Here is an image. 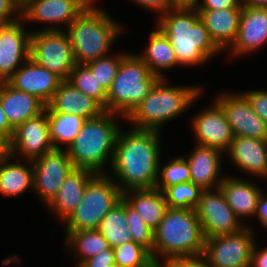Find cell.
Returning <instances> with one entry per match:
<instances>
[{
  "label": "cell",
  "mask_w": 267,
  "mask_h": 267,
  "mask_svg": "<svg viewBox=\"0 0 267 267\" xmlns=\"http://www.w3.org/2000/svg\"><path fill=\"white\" fill-rule=\"evenodd\" d=\"M160 138L157 130L120 129L110 165L115 175L113 180L122 192L155 188L161 162Z\"/></svg>",
  "instance_id": "obj_1"
},
{
  "label": "cell",
  "mask_w": 267,
  "mask_h": 267,
  "mask_svg": "<svg viewBox=\"0 0 267 267\" xmlns=\"http://www.w3.org/2000/svg\"><path fill=\"white\" fill-rule=\"evenodd\" d=\"M181 66L201 65L221 51L214 45L196 8H172L158 17Z\"/></svg>",
  "instance_id": "obj_2"
},
{
  "label": "cell",
  "mask_w": 267,
  "mask_h": 267,
  "mask_svg": "<svg viewBox=\"0 0 267 267\" xmlns=\"http://www.w3.org/2000/svg\"><path fill=\"white\" fill-rule=\"evenodd\" d=\"M204 246L196 210L168 207L154 231L153 259L157 265L160 267L162 262L176 257L203 255ZM158 256L164 258L162 262Z\"/></svg>",
  "instance_id": "obj_3"
},
{
  "label": "cell",
  "mask_w": 267,
  "mask_h": 267,
  "mask_svg": "<svg viewBox=\"0 0 267 267\" xmlns=\"http://www.w3.org/2000/svg\"><path fill=\"white\" fill-rule=\"evenodd\" d=\"M117 115L105 111L93 119H86L67 152L75 168L87 169L96 174L103 172L104 165L112 163L120 128ZM103 168V169H102Z\"/></svg>",
  "instance_id": "obj_4"
},
{
  "label": "cell",
  "mask_w": 267,
  "mask_h": 267,
  "mask_svg": "<svg viewBox=\"0 0 267 267\" xmlns=\"http://www.w3.org/2000/svg\"><path fill=\"white\" fill-rule=\"evenodd\" d=\"M76 64H86L108 56L122 27L107 13L89 4L66 28Z\"/></svg>",
  "instance_id": "obj_5"
},
{
  "label": "cell",
  "mask_w": 267,
  "mask_h": 267,
  "mask_svg": "<svg viewBox=\"0 0 267 267\" xmlns=\"http://www.w3.org/2000/svg\"><path fill=\"white\" fill-rule=\"evenodd\" d=\"M159 78L147 97L125 119L136 129L160 131L161 126L186 111L201 93V87L169 86Z\"/></svg>",
  "instance_id": "obj_6"
},
{
  "label": "cell",
  "mask_w": 267,
  "mask_h": 267,
  "mask_svg": "<svg viewBox=\"0 0 267 267\" xmlns=\"http://www.w3.org/2000/svg\"><path fill=\"white\" fill-rule=\"evenodd\" d=\"M158 79L138 54H125L107 93L106 111L125 119L147 97Z\"/></svg>",
  "instance_id": "obj_7"
},
{
  "label": "cell",
  "mask_w": 267,
  "mask_h": 267,
  "mask_svg": "<svg viewBox=\"0 0 267 267\" xmlns=\"http://www.w3.org/2000/svg\"><path fill=\"white\" fill-rule=\"evenodd\" d=\"M122 198L123 192L112 176L97 174L88 183L76 210L65 221V231L97 230L102 219Z\"/></svg>",
  "instance_id": "obj_8"
},
{
  "label": "cell",
  "mask_w": 267,
  "mask_h": 267,
  "mask_svg": "<svg viewBox=\"0 0 267 267\" xmlns=\"http://www.w3.org/2000/svg\"><path fill=\"white\" fill-rule=\"evenodd\" d=\"M30 58L62 80L69 78L76 65L70 38L57 26L32 31Z\"/></svg>",
  "instance_id": "obj_9"
},
{
  "label": "cell",
  "mask_w": 267,
  "mask_h": 267,
  "mask_svg": "<svg viewBox=\"0 0 267 267\" xmlns=\"http://www.w3.org/2000/svg\"><path fill=\"white\" fill-rule=\"evenodd\" d=\"M253 228L205 238L203 256L211 267H250L255 244Z\"/></svg>",
  "instance_id": "obj_10"
},
{
  "label": "cell",
  "mask_w": 267,
  "mask_h": 267,
  "mask_svg": "<svg viewBox=\"0 0 267 267\" xmlns=\"http://www.w3.org/2000/svg\"><path fill=\"white\" fill-rule=\"evenodd\" d=\"M33 190L47 206L57 195L65 178L75 168L67 149L54 148L32 161Z\"/></svg>",
  "instance_id": "obj_11"
},
{
  "label": "cell",
  "mask_w": 267,
  "mask_h": 267,
  "mask_svg": "<svg viewBox=\"0 0 267 267\" xmlns=\"http://www.w3.org/2000/svg\"><path fill=\"white\" fill-rule=\"evenodd\" d=\"M195 210L205 238L233 234L245 227L227 204L220 188L204 190Z\"/></svg>",
  "instance_id": "obj_12"
},
{
  "label": "cell",
  "mask_w": 267,
  "mask_h": 267,
  "mask_svg": "<svg viewBox=\"0 0 267 267\" xmlns=\"http://www.w3.org/2000/svg\"><path fill=\"white\" fill-rule=\"evenodd\" d=\"M53 149L47 109L19 125L9 142V155L14 160L20 154L21 160L33 161Z\"/></svg>",
  "instance_id": "obj_13"
},
{
  "label": "cell",
  "mask_w": 267,
  "mask_h": 267,
  "mask_svg": "<svg viewBox=\"0 0 267 267\" xmlns=\"http://www.w3.org/2000/svg\"><path fill=\"white\" fill-rule=\"evenodd\" d=\"M224 111L234 136L267 140V125L242 93H222L214 100Z\"/></svg>",
  "instance_id": "obj_14"
},
{
  "label": "cell",
  "mask_w": 267,
  "mask_h": 267,
  "mask_svg": "<svg viewBox=\"0 0 267 267\" xmlns=\"http://www.w3.org/2000/svg\"><path fill=\"white\" fill-rule=\"evenodd\" d=\"M21 21L0 26V76L5 81L30 58L32 33L25 31Z\"/></svg>",
  "instance_id": "obj_15"
},
{
  "label": "cell",
  "mask_w": 267,
  "mask_h": 267,
  "mask_svg": "<svg viewBox=\"0 0 267 267\" xmlns=\"http://www.w3.org/2000/svg\"><path fill=\"white\" fill-rule=\"evenodd\" d=\"M62 81L58 75L29 58L6 82L16 90L36 96L47 106Z\"/></svg>",
  "instance_id": "obj_16"
},
{
  "label": "cell",
  "mask_w": 267,
  "mask_h": 267,
  "mask_svg": "<svg viewBox=\"0 0 267 267\" xmlns=\"http://www.w3.org/2000/svg\"><path fill=\"white\" fill-rule=\"evenodd\" d=\"M192 128L197 145L217 148L223 152L229 149L234 137L224 111L216 102L194 116Z\"/></svg>",
  "instance_id": "obj_17"
},
{
  "label": "cell",
  "mask_w": 267,
  "mask_h": 267,
  "mask_svg": "<svg viewBox=\"0 0 267 267\" xmlns=\"http://www.w3.org/2000/svg\"><path fill=\"white\" fill-rule=\"evenodd\" d=\"M87 0H27L21 5V19L68 27L89 5Z\"/></svg>",
  "instance_id": "obj_18"
},
{
  "label": "cell",
  "mask_w": 267,
  "mask_h": 267,
  "mask_svg": "<svg viewBox=\"0 0 267 267\" xmlns=\"http://www.w3.org/2000/svg\"><path fill=\"white\" fill-rule=\"evenodd\" d=\"M267 44V8L243 7L237 37L230 48L235 57Z\"/></svg>",
  "instance_id": "obj_19"
},
{
  "label": "cell",
  "mask_w": 267,
  "mask_h": 267,
  "mask_svg": "<svg viewBox=\"0 0 267 267\" xmlns=\"http://www.w3.org/2000/svg\"><path fill=\"white\" fill-rule=\"evenodd\" d=\"M46 109L48 114H75L84 119H93L105 112L95 99L82 93L67 80L61 82Z\"/></svg>",
  "instance_id": "obj_20"
},
{
  "label": "cell",
  "mask_w": 267,
  "mask_h": 267,
  "mask_svg": "<svg viewBox=\"0 0 267 267\" xmlns=\"http://www.w3.org/2000/svg\"><path fill=\"white\" fill-rule=\"evenodd\" d=\"M222 153L217 148L195 146L188 158L184 157L190 167V181L203 190L218 189L225 178L220 176Z\"/></svg>",
  "instance_id": "obj_21"
},
{
  "label": "cell",
  "mask_w": 267,
  "mask_h": 267,
  "mask_svg": "<svg viewBox=\"0 0 267 267\" xmlns=\"http://www.w3.org/2000/svg\"><path fill=\"white\" fill-rule=\"evenodd\" d=\"M226 153L241 170L267 177V140L234 136Z\"/></svg>",
  "instance_id": "obj_22"
},
{
  "label": "cell",
  "mask_w": 267,
  "mask_h": 267,
  "mask_svg": "<svg viewBox=\"0 0 267 267\" xmlns=\"http://www.w3.org/2000/svg\"><path fill=\"white\" fill-rule=\"evenodd\" d=\"M214 45L222 51L234 43L242 8L197 10Z\"/></svg>",
  "instance_id": "obj_23"
},
{
  "label": "cell",
  "mask_w": 267,
  "mask_h": 267,
  "mask_svg": "<svg viewBox=\"0 0 267 267\" xmlns=\"http://www.w3.org/2000/svg\"><path fill=\"white\" fill-rule=\"evenodd\" d=\"M0 103L14 130L46 109V105L36 96L16 90L7 82L0 86Z\"/></svg>",
  "instance_id": "obj_24"
},
{
  "label": "cell",
  "mask_w": 267,
  "mask_h": 267,
  "mask_svg": "<svg viewBox=\"0 0 267 267\" xmlns=\"http://www.w3.org/2000/svg\"><path fill=\"white\" fill-rule=\"evenodd\" d=\"M96 175L87 169L74 168L65 178L57 195L47 207L65 222L76 210L88 183Z\"/></svg>",
  "instance_id": "obj_25"
},
{
  "label": "cell",
  "mask_w": 267,
  "mask_h": 267,
  "mask_svg": "<svg viewBox=\"0 0 267 267\" xmlns=\"http://www.w3.org/2000/svg\"><path fill=\"white\" fill-rule=\"evenodd\" d=\"M219 188L240 221L255 216L259 198L263 194L258 186L248 180L225 176Z\"/></svg>",
  "instance_id": "obj_26"
},
{
  "label": "cell",
  "mask_w": 267,
  "mask_h": 267,
  "mask_svg": "<svg viewBox=\"0 0 267 267\" xmlns=\"http://www.w3.org/2000/svg\"><path fill=\"white\" fill-rule=\"evenodd\" d=\"M123 199L142 217L145 224L156 230L168 208L164 193L157 188L130 189Z\"/></svg>",
  "instance_id": "obj_27"
},
{
  "label": "cell",
  "mask_w": 267,
  "mask_h": 267,
  "mask_svg": "<svg viewBox=\"0 0 267 267\" xmlns=\"http://www.w3.org/2000/svg\"><path fill=\"white\" fill-rule=\"evenodd\" d=\"M11 156L8 154L0 160V194L4 196H17L26 192L27 189L33 190V164L23 163V160L16 157L14 162L9 163ZM28 166V167H27Z\"/></svg>",
  "instance_id": "obj_28"
},
{
  "label": "cell",
  "mask_w": 267,
  "mask_h": 267,
  "mask_svg": "<svg viewBox=\"0 0 267 267\" xmlns=\"http://www.w3.org/2000/svg\"><path fill=\"white\" fill-rule=\"evenodd\" d=\"M138 55L147 64L150 72L159 78H165L162 70L179 65L169 39L158 26L155 31L149 33V44L144 52Z\"/></svg>",
  "instance_id": "obj_29"
},
{
  "label": "cell",
  "mask_w": 267,
  "mask_h": 267,
  "mask_svg": "<svg viewBox=\"0 0 267 267\" xmlns=\"http://www.w3.org/2000/svg\"><path fill=\"white\" fill-rule=\"evenodd\" d=\"M65 245L75 249V257L78 259L76 267L86 259L96 256L100 252L110 249L108 240L98 230L66 231Z\"/></svg>",
  "instance_id": "obj_30"
},
{
  "label": "cell",
  "mask_w": 267,
  "mask_h": 267,
  "mask_svg": "<svg viewBox=\"0 0 267 267\" xmlns=\"http://www.w3.org/2000/svg\"><path fill=\"white\" fill-rule=\"evenodd\" d=\"M97 230L108 240L111 248L133 241L127 228L126 201L123 198L102 219Z\"/></svg>",
  "instance_id": "obj_31"
},
{
  "label": "cell",
  "mask_w": 267,
  "mask_h": 267,
  "mask_svg": "<svg viewBox=\"0 0 267 267\" xmlns=\"http://www.w3.org/2000/svg\"><path fill=\"white\" fill-rule=\"evenodd\" d=\"M50 139L54 148L66 145V149L80 132L86 119L75 114H48Z\"/></svg>",
  "instance_id": "obj_32"
},
{
  "label": "cell",
  "mask_w": 267,
  "mask_h": 267,
  "mask_svg": "<svg viewBox=\"0 0 267 267\" xmlns=\"http://www.w3.org/2000/svg\"><path fill=\"white\" fill-rule=\"evenodd\" d=\"M67 81L82 93L95 99L106 111L108 92L98 83L95 75L85 64H76Z\"/></svg>",
  "instance_id": "obj_33"
},
{
  "label": "cell",
  "mask_w": 267,
  "mask_h": 267,
  "mask_svg": "<svg viewBox=\"0 0 267 267\" xmlns=\"http://www.w3.org/2000/svg\"><path fill=\"white\" fill-rule=\"evenodd\" d=\"M203 191L200 186L189 181L168 187L163 193L169 208L195 209Z\"/></svg>",
  "instance_id": "obj_34"
},
{
  "label": "cell",
  "mask_w": 267,
  "mask_h": 267,
  "mask_svg": "<svg viewBox=\"0 0 267 267\" xmlns=\"http://www.w3.org/2000/svg\"><path fill=\"white\" fill-rule=\"evenodd\" d=\"M113 251L116 267L158 266L151 252L134 241L121 244L113 248Z\"/></svg>",
  "instance_id": "obj_35"
},
{
  "label": "cell",
  "mask_w": 267,
  "mask_h": 267,
  "mask_svg": "<svg viewBox=\"0 0 267 267\" xmlns=\"http://www.w3.org/2000/svg\"><path fill=\"white\" fill-rule=\"evenodd\" d=\"M160 166L161 164L159 163V173L155 188L162 192L168 187L190 181V167L184 156L174 157L164 167L160 168Z\"/></svg>",
  "instance_id": "obj_36"
},
{
  "label": "cell",
  "mask_w": 267,
  "mask_h": 267,
  "mask_svg": "<svg viewBox=\"0 0 267 267\" xmlns=\"http://www.w3.org/2000/svg\"><path fill=\"white\" fill-rule=\"evenodd\" d=\"M119 54L114 56L108 55L85 64L91 70L92 74L95 75L98 83H100L107 92L112 86L113 80L120 68L122 57L126 53L122 52Z\"/></svg>",
  "instance_id": "obj_37"
},
{
  "label": "cell",
  "mask_w": 267,
  "mask_h": 267,
  "mask_svg": "<svg viewBox=\"0 0 267 267\" xmlns=\"http://www.w3.org/2000/svg\"><path fill=\"white\" fill-rule=\"evenodd\" d=\"M127 228L133 241L147 248L153 258L154 231L143 221L137 211L126 202Z\"/></svg>",
  "instance_id": "obj_38"
},
{
  "label": "cell",
  "mask_w": 267,
  "mask_h": 267,
  "mask_svg": "<svg viewBox=\"0 0 267 267\" xmlns=\"http://www.w3.org/2000/svg\"><path fill=\"white\" fill-rule=\"evenodd\" d=\"M242 94L247 98L255 113L267 125V90H250L242 92Z\"/></svg>",
  "instance_id": "obj_39"
},
{
  "label": "cell",
  "mask_w": 267,
  "mask_h": 267,
  "mask_svg": "<svg viewBox=\"0 0 267 267\" xmlns=\"http://www.w3.org/2000/svg\"><path fill=\"white\" fill-rule=\"evenodd\" d=\"M19 16H21V5L16 0H0V22L2 24L16 22L21 18Z\"/></svg>",
  "instance_id": "obj_40"
},
{
  "label": "cell",
  "mask_w": 267,
  "mask_h": 267,
  "mask_svg": "<svg viewBox=\"0 0 267 267\" xmlns=\"http://www.w3.org/2000/svg\"><path fill=\"white\" fill-rule=\"evenodd\" d=\"M160 267H211L203 255L192 257H176L162 263Z\"/></svg>",
  "instance_id": "obj_41"
},
{
  "label": "cell",
  "mask_w": 267,
  "mask_h": 267,
  "mask_svg": "<svg viewBox=\"0 0 267 267\" xmlns=\"http://www.w3.org/2000/svg\"><path fill=\"white\" fill-rule=\"evenodd\" d=\"M80 267H116L113 248L86 259Z\"/></svg>",
  "instance_id": "obj_42"
},
{
  "label": "cell",
  "mask_w": 267,
  "mask_h": 267,
  "mask_svg": "<svg viewBox=\"0 0 267 267\" xmlns=\"http://www.w3.org/2000/svg\"><path fill=\"white\" fill-rule=\"evenodd\" d=\"M243 8L239 0H201L196 7L197 10H216V9H230Z\"/></svg>",
  "instance_id": "obj_43"
},
{
  "label": "cell",
  "mask_w": 267,
  "mask_h": 267,
  "mask_svg": "<svg viewBox=\"0 0 267 267\" xmlns=\"http://www.w3.org/2000/svg\"><path fill=\"white\" fill-rule=\"evenodd\" d=\"M140 6L148 8L149 10L155 11L159 14L158 17L165 14L168 10L173 7L170 4L169 0H134Z\"/></svg>",
  "instance_id": "obj_44"
},
{
  "label": "cell",
  "mask_w": 267,
  "mask_h": 267,
  "mask_svg": "<svg viewBox=\"0 0 267 267\" xmlns=\"http://www.w3.org/2000/svg\"><path fill=\"white\" fill-rule=\"evenodd\" d=\"M257 244L255 242L252 249L250 267H267V247L258 251Z\"/></svg>",
  "instance_id": "obj_45"
},
{
  "label": "cell",
  "mask_w": 267,
  "mask_h": 267,
  "mask_svg": "<svg viewBox=\"0 0 267 267\" xmlns=\"http://www.w3.org/2000/svg\"><path fill=\"white\" fill-rule=\"evenodd\" d=\"M14 129L10 126L7 116L0 103V135L9 143L13 137Z\"/></svg>",
  "instance_id": "obj_46"
},
{
  "label": "cell",
  "mask_w": 267,
  "mask_h": 267,
  "mask_svg": "<svg viewBox=\"0 0 267 267\" xmlns=\"http://www.w3.org/2000/svg\"><path fill=\"white\" fill-rule=\"evenodd\" d=\"M258 217L263 227L267 226V195H261L257 205L255 217Z\"/></svg>",
  "instance_id": "obj_47"
},
{
  "label": "cell",
  "mask_w": 267,
  "mask_h": 267,
  "mask_svg": "<svg viewBox=\"0 0 267 267\" xmlns=\"http://www.w3.org/2000/svg\"><path fill=\"white\" fill-rule=\"evenodd\" d=\"M173 8H196L200 0H169Z\"/></svg>",
  "instance_id": "obj_48"
},
{
  "label": "cell",
  "mask_w": 267,
  "mask_h": 267,
  "mask_svg": "<svg viewBox=\"0 0 267 267\" xmlns=\"http://www.w3.org/2000/svg\"><path fill=\"white\" fill-rule=\"evenodd\" d=\"M242 7L267 8V0H239Z\"/></svg>",
  "instance_id": "obj_49"
},
{
  "label": "cell",
  "mask_w": 267,
  "mask_h": 267,
  "mask_svg": "<svg viewBox=\"0 0 267 267\" xmlns=\"http://www.w3.org/2000/svg\"><path fill=\"white\" fill-rule=\"evenodd\" d=\"M9 154V143L0 135V160Z\"/></svg>",
  "instance_id": "obj_50"
},
{
  "label": "cell",
  "mask_w": 267,
  "mask_h": 267,
  "mask_svg": "<svg viewBox=\"0 0 267 267\" xmlns=\"http://www.w3.org/2000/svg\"><path fill=\"white\" fill-rule=\"evenodd\" d=\"M20 5H23L27 0H16Z\"/></svg>",
  "instance_id": "obj_51"
},
{
  "label": "cell",
  "mask_w": 267,
  "mask_h": 267,
  "mask_svg": "<svg viewBox=\"0 0 267 267\" xmlns=\"http://www.w3.org/2000/svg\"><path fill=\"white\" fill-rule=\"evenodd\" d=\"M6 81L0 76V86L4 84Z\"/></svg>",
  "instance_id": "obj_52"
},
{
  "label": "cell",
  "mask_w": 267,
  "mask_h": 267,
  "mask_svg": "<svg viewBox=\"0 0 267 267\" xmlns=\"http://www.w3.org/2000/svg\"><path fill=\"white\" fill-rule=\"evenodd\" d=\"M126 267H159V266H126Z\"/></svg>",
  "instance_id": "obj_53"
},
{
  "label": "cell",
  "mask_w": 267,
  "mask_h": 267,
  "mask_svg": "<svg viewBox=\"0 0 267 267\" xmlns=\"http://www.w3.org/2000/svg\"><path fill=\"white\" fill-rule=\"evenodd\" d=\"M90 4L94 3V0H87Z\"/></svg>",
  "instance_id": "obj_54"
}]
</instances>
